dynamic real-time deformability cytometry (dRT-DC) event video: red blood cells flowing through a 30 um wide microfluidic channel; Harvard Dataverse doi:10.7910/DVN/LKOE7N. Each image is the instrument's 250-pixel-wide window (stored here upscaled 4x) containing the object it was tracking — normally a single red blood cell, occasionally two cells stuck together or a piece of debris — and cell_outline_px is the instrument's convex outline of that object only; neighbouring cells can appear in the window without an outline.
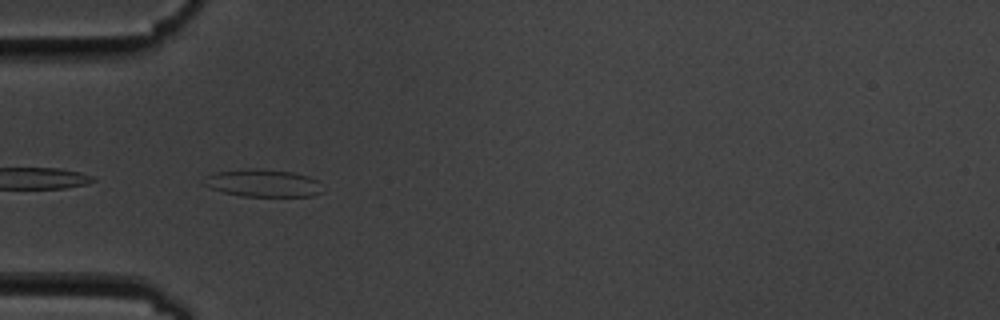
{"species": "common noctule bat (a hibernating species)", "species_latin": "Nyctalus noctula", "temperature_condition": "cold", "stored_images_in_passage": 7, "camera_frame_rate_fps": 3000, "um_per_image_px": 0.085, "animal": {"sex": "male", "body_mass_g": 19.5, "forearm_length_mm": 54.6}, "frame": {"image": 1, "passage_image": 6, "time_ms": 5.667, "image_size_px": [1000, 320], "cell_outline_px": [[320, 192], [312, 196], [240, 196], [224, 192], [200, 184], [208, 176], [216, 172], [248, 168], [256, 168], [292, 172], [308, 176], [316, 180]], "centroid_in_image_um": [22.29, 15.56], "position_along_channel_um": 62.7, "area_um2": 18.73}}
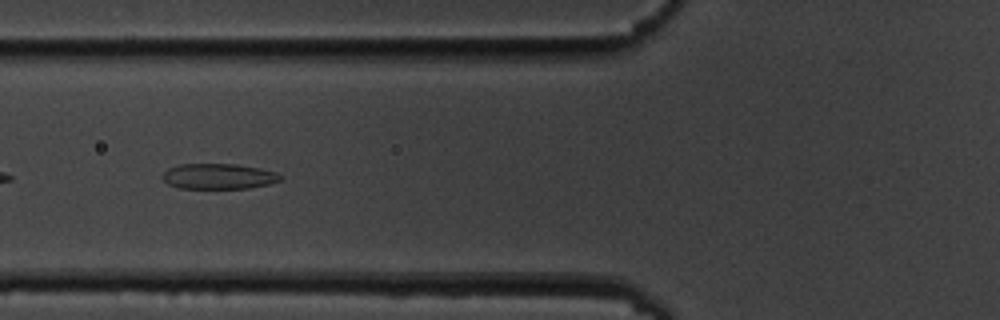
{"frame": {"image": 2, "passage_image": 7, "time_ms": 7.0, "image_size_px": [1000, 320], "cell_outline_px": [[284, 176], [280, 180], [268, 184], [248, 188], [180, 188], [168, 184], [160, 176], [168, 168], [180, 164], [236, 164], [260, 168], [276, 172]], "centroid_in_image_um": [18.57, 14.98], "position_along_channel_um": 107.2, "area_um2": 17.51}}